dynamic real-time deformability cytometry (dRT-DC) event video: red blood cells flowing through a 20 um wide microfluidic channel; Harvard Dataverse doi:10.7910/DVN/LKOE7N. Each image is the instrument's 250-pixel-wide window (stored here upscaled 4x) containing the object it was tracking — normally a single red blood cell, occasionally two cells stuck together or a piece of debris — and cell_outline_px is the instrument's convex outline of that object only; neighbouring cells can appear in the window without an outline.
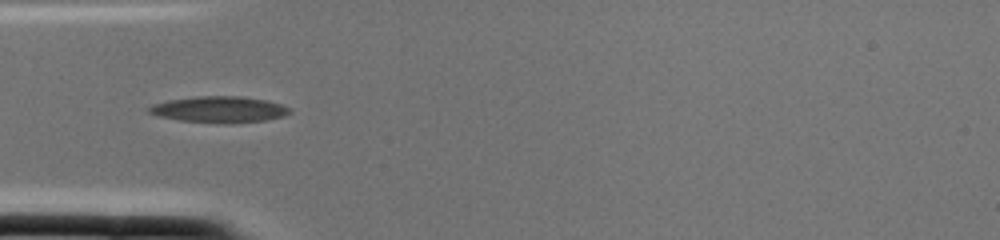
{"species": "common noctule bat (a hibernating species)", "species_latin": "Nyctalus noctula", "temperature_condition": "cold", "stored_images_in_passage": 2, "camera_frame_rate_fps": 3000, "um_per_image_px": 0.085, "animal": {"sex": "female", "body_mass_g": 22.0, "forearm_length_mm": 56.7}, "frame": {"image": 1, "passage_image": 2, "time_ms": 0.333, "image_size_px": [1000, 240], "cell_outline_px": [[292, 112], [284, 116], [268, 120], [228, 124], [224, 124], [180, 120], [156, 116], [148, 112], [144, 108], [152, 104], [168, 100], [192, 96], [240, 96], [264, 100], [280, 104], [292, 108]], "centroid_in_image_um": [18.6, 9.31], "position_along_channel_um": 66.4, "area_um2": 21.91}}